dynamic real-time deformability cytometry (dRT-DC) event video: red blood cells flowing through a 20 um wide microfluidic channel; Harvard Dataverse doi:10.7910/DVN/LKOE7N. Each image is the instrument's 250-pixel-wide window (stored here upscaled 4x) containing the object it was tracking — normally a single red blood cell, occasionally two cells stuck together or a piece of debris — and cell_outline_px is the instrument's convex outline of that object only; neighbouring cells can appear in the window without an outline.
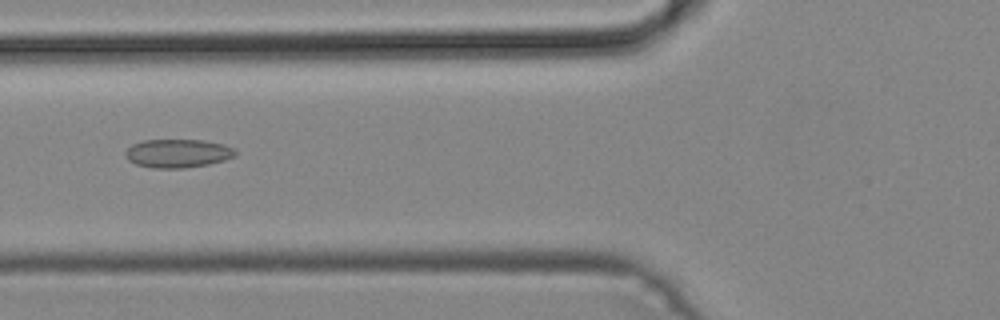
{"species": "common noctule bat (a hibernating species)", "species_latin": "Nyctalus noctula", "temperature_condition": "cold", "stored_images_in_passage": 49, "camera_frame_rate_fps": 3000, "um_per_image_px": 0.085, "animal": {"sex": "male", "body_mass_g": 19.2, "forearm_length_mm": 51.8}, "frame": {"image": 1, "passage_image": 19, "time_ms": 6.0, "image_size_px": [1000, 320], "cell_outline_px": [[236, 156], [224, 160], [208, 164], [184, 168], [152, 168], [136, 164], [128, 160], [124, 156], [124, 152], [132, 144], [144, 140], [204, 140], [224, 144], [236, 148]], "centroid_in_image_um": [15.12, 13.03], "position_along_channel_um": 110.7, "area_um2": 18.44}}
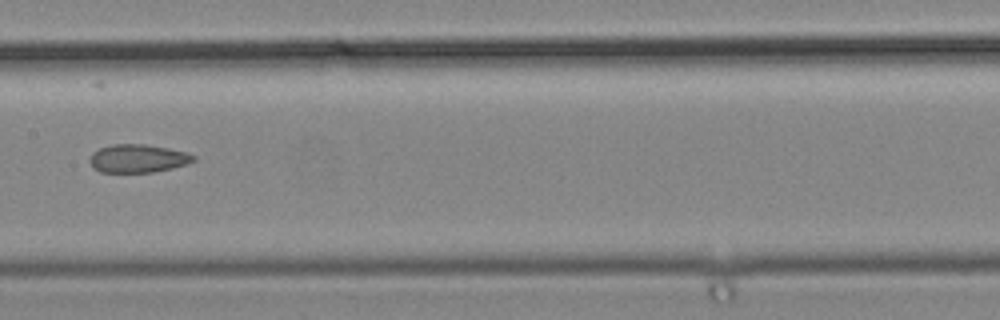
{"frame": {"image": 2, "passage_image": 25, "time_ms": 8.0, "image_size_px": [1000, 320], "cell_outline_px": [[196, 160], [188, 164], [172, 168], [152, 172], [100, 172], [92, 168], [88, 160], [92, 152], [100, 148], [112, 144], [144, 144], [168, 148], [188, 152], [196, 156]], "centroid_in_image_um": [11.72, 13.47], "position_along_channel_um": 195.7, "area_um2": 17.28}}
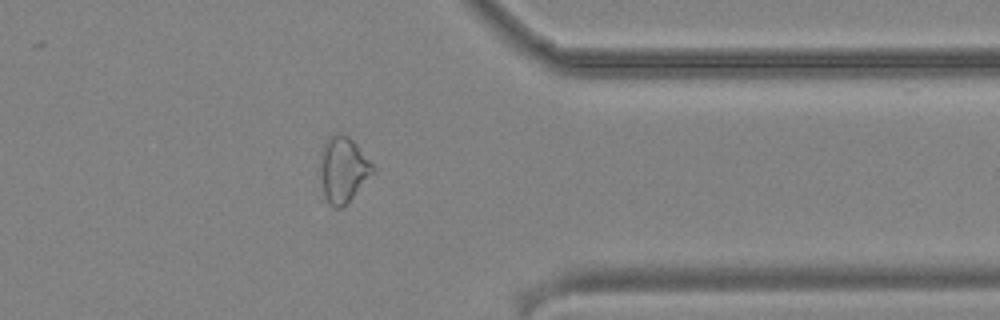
{"frame": {"image": 3, "passage_image": 39, "time_ms": 12.667, "image_size_px": [1000, 320], "cell_outline_px": [[376, 172], [340, 208], [336, 208], [324, 196], [316, 172], [320, 152], [328, 136], [336, 132], [340, 132], [348, 136], [356, 144], [376, 168]], "centroid_in_image_um": [29.11, 14.36], "position_along_channel_um": 382.3, "area_um2": 20.63}}